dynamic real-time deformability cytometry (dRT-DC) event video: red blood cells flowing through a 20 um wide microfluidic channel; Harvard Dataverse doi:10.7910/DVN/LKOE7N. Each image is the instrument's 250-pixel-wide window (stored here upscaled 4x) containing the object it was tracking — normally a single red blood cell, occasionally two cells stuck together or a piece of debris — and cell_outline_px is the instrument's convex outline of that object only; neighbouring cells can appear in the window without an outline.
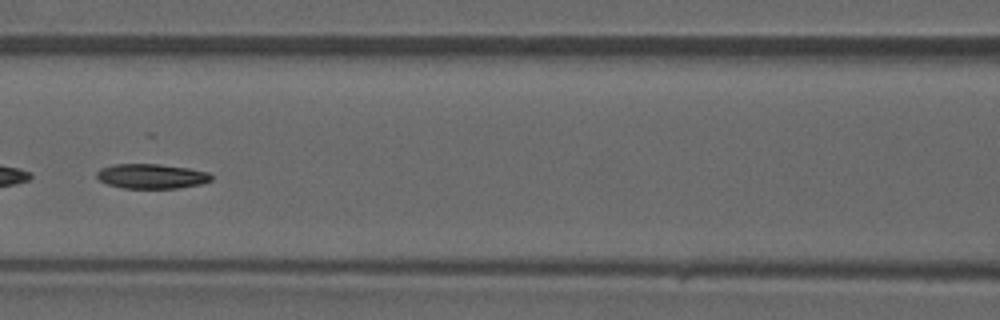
{"species": "common noctule bat (a hibernating species)", "species_latin": "Nyctalus noctula", "temperature_condition": "warm", "stored_images_in_passage": 44, "camera_frame_rate_fps": 3000, "um_per_image_px": 0.085, "animal": {"sex": "male", "forearm_length_mm": 52.5}, "frame": {"image": 1, "passage_image": 19, "time_ms": 6.0, "image_size_px": [1000, 320], "cell_outline_px": [[212, 180], [200, 184], [180, 188], [124, 188], [108, 184], [100, 180], [96, 176], [96, 172], [100, 168], [112, 164], [160, 164], [188, 168], [208, 172], [212, 176]], "centroid_in_image_um": [12.87, 14.97], "position_along_channel_um": 153.7, "area_um2": 16.53}}